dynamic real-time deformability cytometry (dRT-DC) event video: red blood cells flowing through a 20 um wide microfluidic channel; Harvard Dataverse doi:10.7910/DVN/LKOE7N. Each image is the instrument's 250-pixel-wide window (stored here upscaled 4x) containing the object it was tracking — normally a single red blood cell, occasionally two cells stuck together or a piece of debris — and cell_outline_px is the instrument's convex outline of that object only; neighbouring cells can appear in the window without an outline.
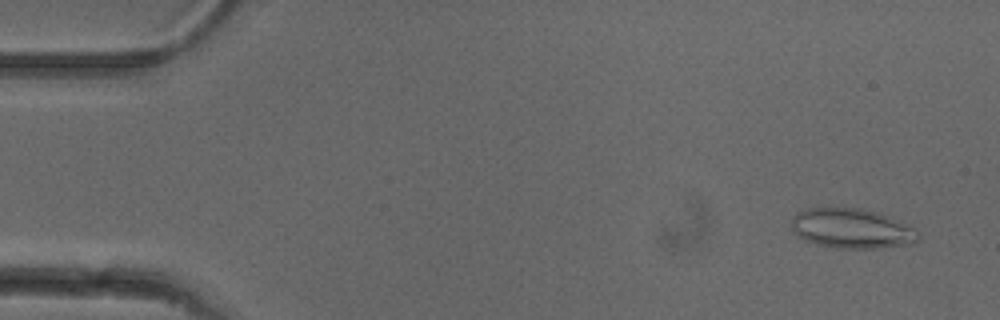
{"species": "common noctule bat (a hibernating species)", "species_latin": "Nyctalus noctula", "temperature_condition": "cold", "stored_images_in_passage": 50, "camera_frame_rate_fps": 3000, "um_per_image_px": 0.085, "animal": {"sex": "female"}, "frame": {"image": 1, "passage_image": 3, "time_ms": 0.667, "image_size_px": [1000, 320], "cell_outline_px": [[920, 236], [916, 240], [908, 244], [872, 248], [836, 248], [816, 244], [804, 240], [796, 236], [792, 232], [792, 216], [796, 212], [808, 208], [864, 208], [876, 212], [912, 228]], "centroid_in_image_um": [72.28, 19.42], "position_along_channel_um": 12.7, "area_um2": 29.02}}
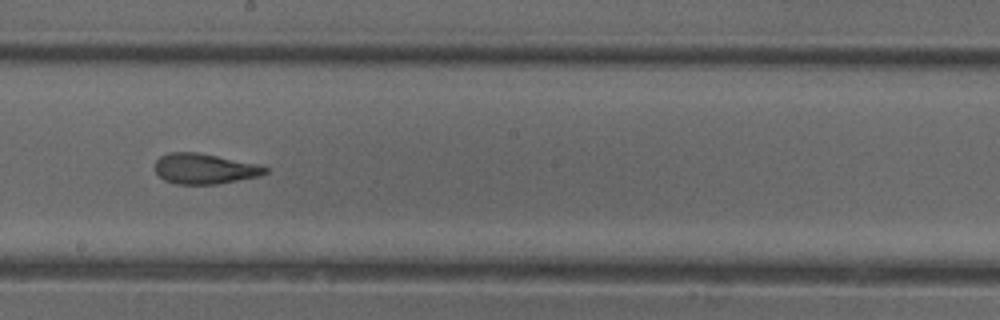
{"frame": {"image": 2, "passage_image": 29, "time_ms": 9.333, "image_size_px": [1000, 320], "cell_outline_px": [[268, 172], [260, 176], [216, 184], [176, 184], [164, 180], [156, 172], [156, 160], [160, 156], [168, 152], [196, 152], [260, 164], [268, 168]], "centroid_in_image_um": [17.4, 14.34], "position_along_channel_um": 230.8, "area_um2": 19.54}}
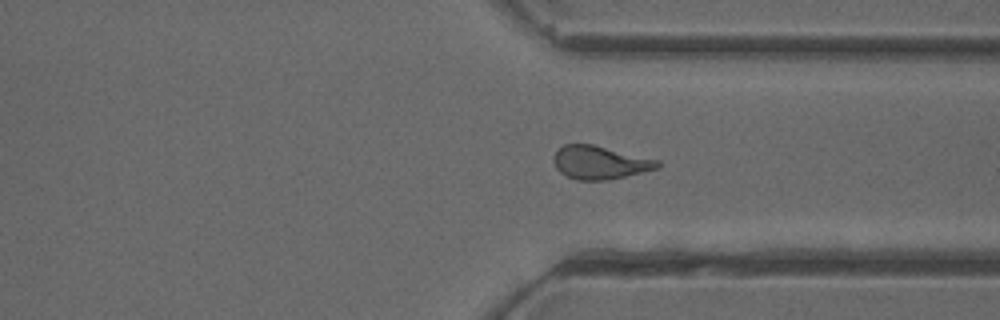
{"frame": {"image": 3, "passage_image": 39, "time_ms": 12.667, "image_size_px": [1000, 320], "cell_outline_px": [[660, 168], [608, 180], [576, 180], [560, 172], [556, 168], [552, 160], [552, 156], [564, 144], [592, 144], [660, 160]], "centroid_in_image_um": [50.99, 13.81], "position_along_channel_um": 360.4, "area_um2": 20.17}, "authors_computed_cell_mechanics": {"area_um2": 20.2589, "velocity_mm_per_s": 3.911, "shape_relaxation_time_tau1_ms": 10.0213, "shape_relaxation_time_tau2_ms": 1.5651, "deformation_change_tau1": 0.2624, "deformation_change_tau2": 0.0999}}